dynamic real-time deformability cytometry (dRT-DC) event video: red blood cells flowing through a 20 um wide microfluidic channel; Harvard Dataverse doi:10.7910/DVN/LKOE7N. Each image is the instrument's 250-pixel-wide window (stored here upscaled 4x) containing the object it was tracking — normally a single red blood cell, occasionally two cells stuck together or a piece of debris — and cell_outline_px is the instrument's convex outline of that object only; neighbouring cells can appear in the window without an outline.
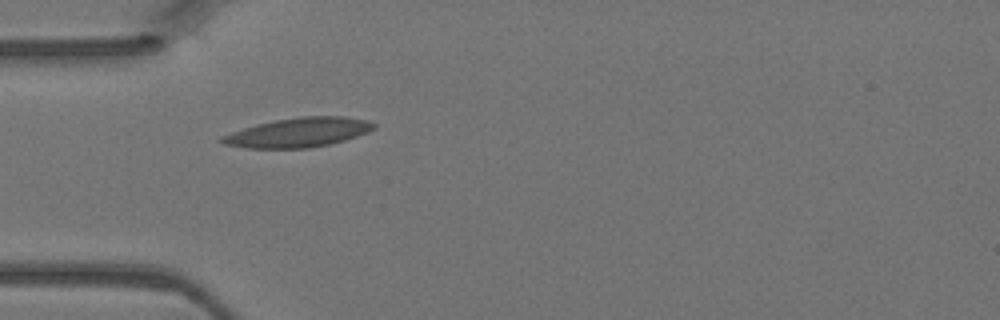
{"species": "Egyptian fruit bat (a non-hibernating species)", "species_latin": "Rousettus aegyptiacus", "temperature_condition": "warm", "stored_images_in_passage": 3, "camera_frame_rate_fps": 3000, "um_per_image_px": 0.085, "animal": {"sex": "female"}, "frame": {"image": 1, "passage_image": 2, "time_ms": 0.333, "image_size_px": [1000, 320], "cell_outline_px": [[376, 128], [368, 132], [344, 140], [328, 144], [308, 148], [248, 148], [224, 144], [216, 140], [220, 136], [256, 124], [276, 120], [300, 116], [344, 116], [368, 120], [376, 124]], "centroid_in_image_um": [25.35, 11.25], "position_along_channel_um": 59.6, "area_um2": 26.01}}
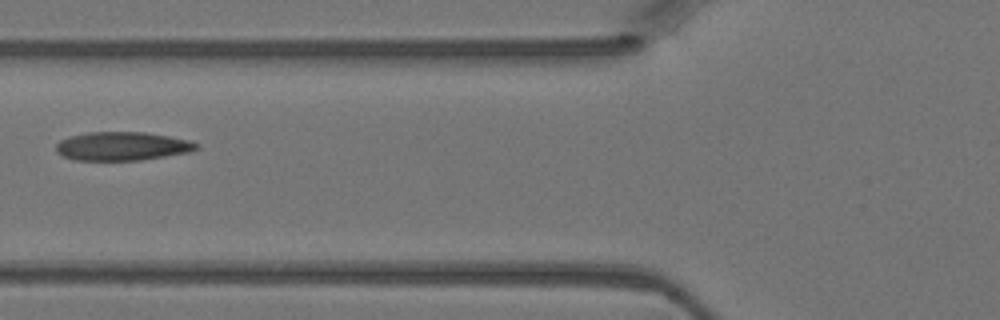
{"frame": {"image": 2, "passage_image": 3, "time_ms": 0.667, "image_size_px": [1000, 320], "cell_outline_px": [[200, 148], [188, 152], [140, 160], [72, 160], [60, 156], [56, 152], [56, 144], [60, 140], [68, 136], [88, 132], [144, 132], [168, 136], [188, 140], [200, 144]], "centroid_in_image_um": [10.34, 12.42], "position_along_channel_um": 115.5, "area_um2": 23.52}}